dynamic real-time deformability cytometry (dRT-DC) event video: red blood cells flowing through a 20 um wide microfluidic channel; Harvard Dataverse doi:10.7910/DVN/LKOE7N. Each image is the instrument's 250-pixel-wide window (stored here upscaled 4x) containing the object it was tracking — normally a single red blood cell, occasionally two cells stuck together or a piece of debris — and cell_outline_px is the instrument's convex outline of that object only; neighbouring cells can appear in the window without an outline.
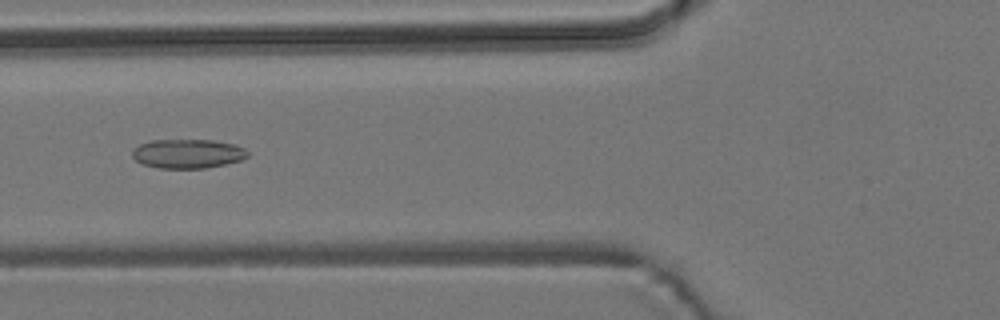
{"species": "common noctule bat (a hibernating species)", "species_latin": "Nyctalus noctula", "temperature_condition": "room temperature", "stored_images_in_passage": 5, "camera_frame_rate_fps": 3000, "um_per_image_px": 0.085, "animal": {"sex": "male", "body_mass_g": 19.2, "forearm_length_mm": 51.8}, "frame": {"image": 1, "passage_image": 5, "time_ms": 4.667, "image_size_px": [1000, 320], "cell_outline_px": [[248, 156], [240, 160], [224, 164], [204, 168], [160, 168], [144, 164], [136, 160], [132, 156], [132, 152], [140, 144], [152, 140], [212, 140], [232, 144], [244, 148], [248, 152]], "centroid_in_image_um": [15.95, 13.06], "position_along_channel_um": 109.8, "area_um2": 19.31}}